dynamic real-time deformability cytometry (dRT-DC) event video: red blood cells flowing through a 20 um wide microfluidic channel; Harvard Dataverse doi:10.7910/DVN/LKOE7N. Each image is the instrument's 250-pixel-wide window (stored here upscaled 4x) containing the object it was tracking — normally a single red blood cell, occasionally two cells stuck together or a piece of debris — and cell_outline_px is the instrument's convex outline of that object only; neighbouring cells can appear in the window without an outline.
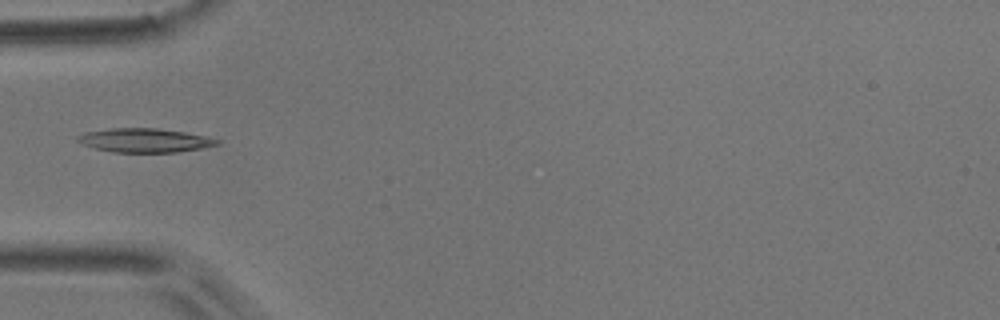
{"species": "common noctule bat (a hibernating species)", "species_latin": "Nyctalus noctula", "temperature_condition": "room temperature", "stored_images_in_passage": 4, "camera_frame_rate_fps": 3000, "um_per_image_px": 0.085, "animal": {"sex": "male", "body_mass_g": 17.9}, "frame": {"image": 1, "passage_image": 4, "time_ms": 4.667, "image_size_px": [1000, 320], "cell_outline_px": [[220, 144], [200, 148], [176, 152], [112, 152], [96, 148], [84, 144], [76, 140], [76, 136], [84, 132], [112, 128], [156, 128], [184, 132], [204, 136], [220, 140]], "centroid_in_image_um": [12.27, 11.92], "position_along_channel_um": 72.7, "area_um2": 19.25}}